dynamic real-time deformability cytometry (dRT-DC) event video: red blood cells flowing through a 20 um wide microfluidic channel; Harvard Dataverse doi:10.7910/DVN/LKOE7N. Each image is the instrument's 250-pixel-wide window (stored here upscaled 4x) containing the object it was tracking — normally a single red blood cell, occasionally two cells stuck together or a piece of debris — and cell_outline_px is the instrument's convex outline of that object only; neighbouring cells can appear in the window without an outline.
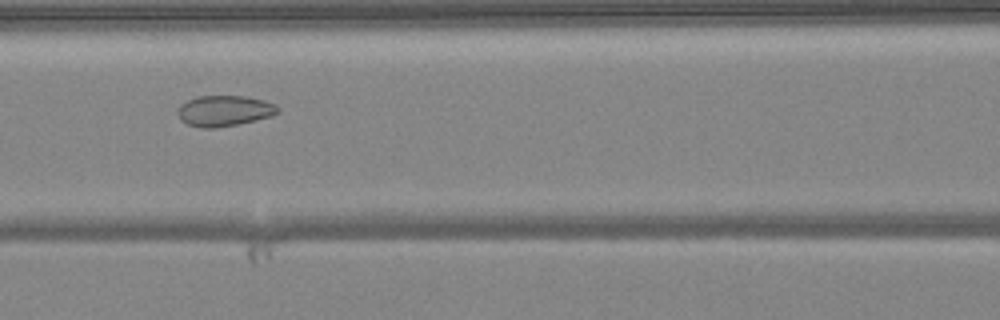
{"species": "common noctule bat (a hibernating species)", "species_latin": "Nyctalus noctula", "temperature_condition": "warm", "stored_images_in_passage": 45, "camera_frame_rate_fps": 3000, "um_per_image_px": 0.085, "animal": {"sex": "female", "body_mass_g": 24.6, "forearm_length_mm": 56.2}, "frame": {"image": 1, "passage_image": 17, "time_ms": 5.333, "image_size_px": [1000, 320], "cell_outline_px": [[280, 112], [272, 116], [256, 120], [216, 128], [200, 128], [188, 124], [180, 120], [176, 112], [180, 104], [188, 100], [200, 96], [248, 96], [264, 100], [276, 104], [280, 108]], "centroid_in_image_um": [19.08, 9.42], "position_along_channel_um": 147.5, "area_um2": 18.15}}
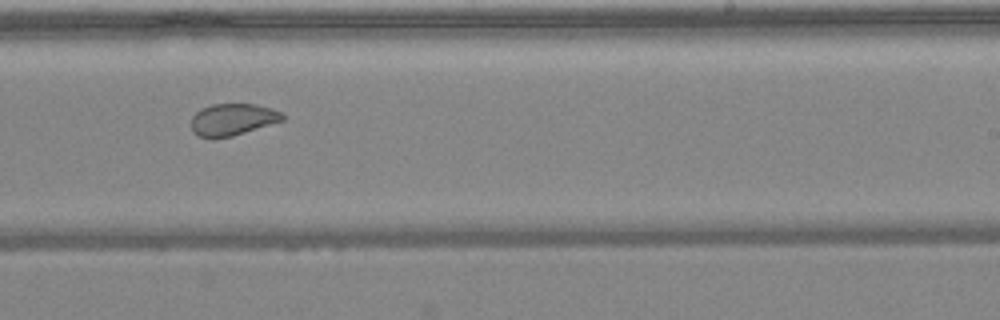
{"frame": {"image": 2, "passage_image": 26, "time_ms": 8.333, "image_size_px": [1000, 320], "cell_outline_px": [[284, 120], [232, 136], [212, 140], [200, 136], [192, 132], [192, 116], [200, 108], [212, 104], [256, 104], [272, 108], [280, 112], [284, 116]], "centroid_in_image_um": [19.74, 10.17], "position_along_channel_um": 269.3, "area_um2": 17.11}}
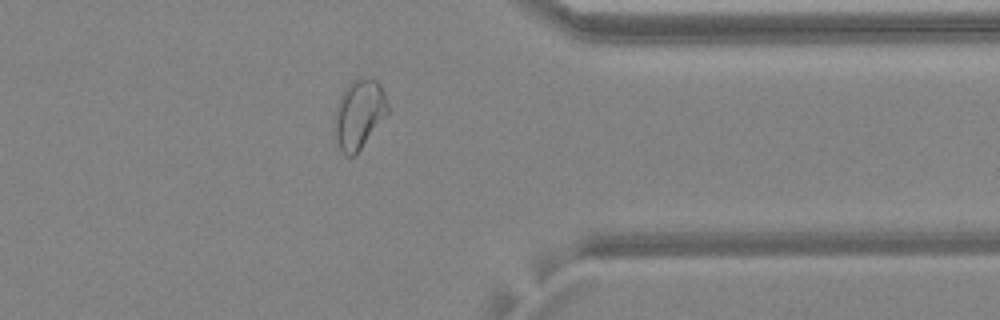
{"frame": {"image": 3, "passage_image": 35, "time_ms": 11.333, "image_size_px": [1000, 320], "cell_outline_px": [[388, 112], [360, 148], [352, 156], [344, 156], [340, 148], [336, 136], [332, 120], [340, 96], [344, 88], [352, 80], [376, 80], [380, 84], [384, 92], [388, 104]], "centroid_in_image_um": [30.48, 9.69], "position_along_channel_um": 380.9, "area_um2": 20.92}, "authors_computed_cell_mechanics": {"area_um2": 20.9236, "velocity_mm_per_s": 4.0696, "shape_relaxation_time_tau1_ms": null, "shape_relaxation_time_tau2_ms": 1.1597, "deformation_change_tau1": null, "deformation_change_tau2": 0.0576}}